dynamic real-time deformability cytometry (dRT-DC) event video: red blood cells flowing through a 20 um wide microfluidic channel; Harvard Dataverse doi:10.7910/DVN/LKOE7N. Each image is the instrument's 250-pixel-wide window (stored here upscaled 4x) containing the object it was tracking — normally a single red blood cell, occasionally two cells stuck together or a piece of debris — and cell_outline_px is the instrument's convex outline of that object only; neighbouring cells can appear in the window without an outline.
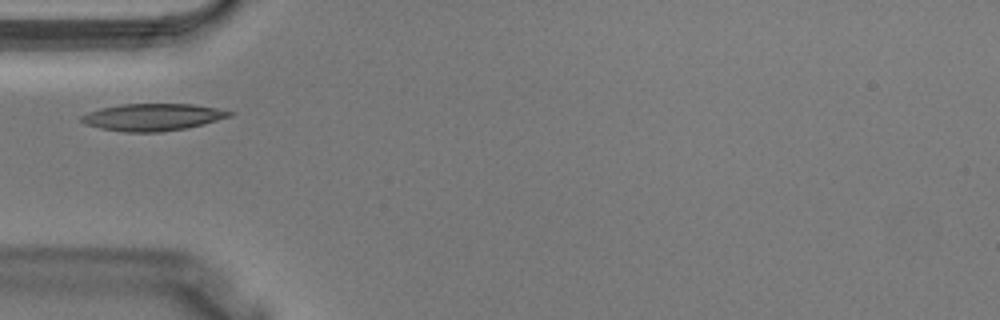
{"species": "Egyptian fruit bat (a non-hibernating species)", "species_latin": "Rousettus aegyptiacus", "temperature_condition": "warm", "stored_images_in_passage": 1, "camera_frame_rate_fps": 3000, "um_per_image_px": 0.085, "animal": {"sex": "male"}, "frame": {"image": 1, "passage_image": 1, "time_ms": 0.0, "image_size_px": [1000, 320], "cell_outline_px": [[236, 112], [232, 116], [204, 124], [184, 128], [160, 132], [124, 132], [100, 128], [84, 124], [80, 120], [80, 116], [88, 112], [100, 108], [120, 104], [192, 104], [216, 108]], "centroid_in_image_um": [12.97, 9.95], "position_along_channel_um": 72.0, "area_um2": 23.47}}